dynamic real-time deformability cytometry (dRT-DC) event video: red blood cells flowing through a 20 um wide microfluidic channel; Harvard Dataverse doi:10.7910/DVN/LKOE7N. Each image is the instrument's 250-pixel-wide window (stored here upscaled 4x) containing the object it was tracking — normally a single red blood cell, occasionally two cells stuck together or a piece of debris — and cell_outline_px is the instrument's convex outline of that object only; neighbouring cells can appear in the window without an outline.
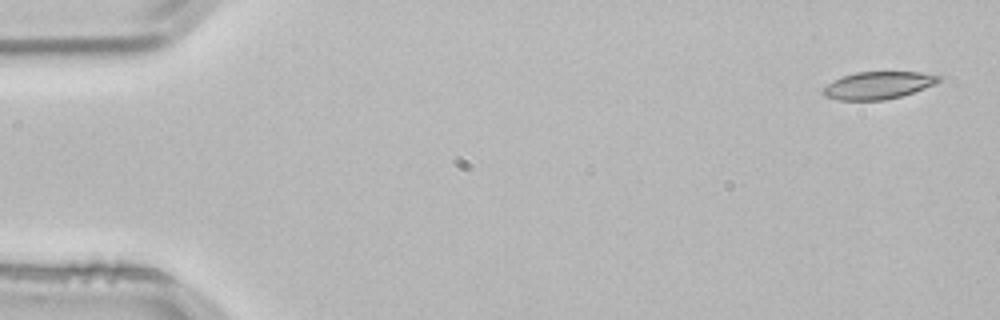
{"species": "common noctule bat (a hibernating species)", "species_latin": "Nyctalus noctula", "temperature_condition": "room temperature", "stored_images_in_passage": 4, "camera_frame_rate_fps": 3000, "um_per_image_px": 0.085, "animal": {"sex": "male", "body_mass_g": 21.5, "forearm_length_mm": 52.0}, "frame": {"image": 1, "passage_image": 1, "time_ms": 0.0, "image_size_px": [1000, 320], "cell_outline_px": [[944, 76], [936, 84], [900, 96], [884, 100], [840, 100], [824, 96], [820, 92], [832, 80], [856, 72], [920, 72]], "centroid_in_image_um": [74.64, 7.25], "position_along_channel_um": 10.4, "area_um2": 18.44}}
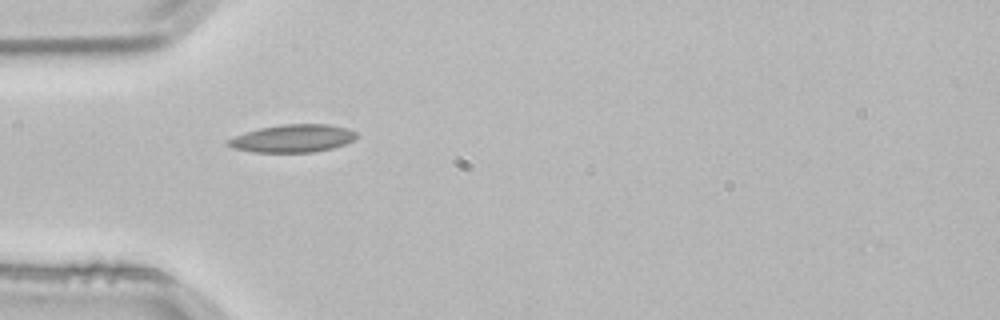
{"frame": {"image": 2, "passage_image": 4, "time_ms": 1.0, "image_size_px": [1000, 320], "cell_outline_px": [[360, 136], [344, 144], [332, 148], [312, 152], [252, 152], [232, 148], [228, 144], [228, 140], [236, 136], [260, 128], [280, 124], [328, 124], [348, 128], [356, 132]], "centroid_in_image_um": [24.93, 11.76], "position_along_channel_um": 60.1, "area_um2": 20.63}}